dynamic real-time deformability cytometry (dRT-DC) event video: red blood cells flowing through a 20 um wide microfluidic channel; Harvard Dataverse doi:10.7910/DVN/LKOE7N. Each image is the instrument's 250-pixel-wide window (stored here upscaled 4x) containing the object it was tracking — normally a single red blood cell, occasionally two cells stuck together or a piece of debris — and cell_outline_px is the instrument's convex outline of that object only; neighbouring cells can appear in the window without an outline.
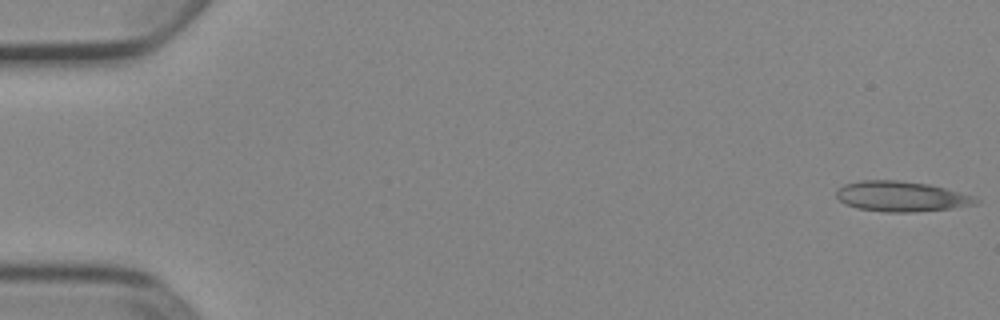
{"species": "Egyptian fruit bat (a non-hibernating species)", "species_latin": "Rousettus aegyptiacus", "temperature_condition": "cold", "stored_images_in_passage": 52, "camera_frame_rate_fps": 3000, "um_per_image_px": 0.085, "animal": {"sex": "female"}, "frame": {"image": 1, "passage_image": 1, "time_ms": 0.0, "image_size_px": [1000, 320], "cell_outline_px": [[980, 200], [976, 204], [952, 208], [912, 212], [884, 212], [856, 208], [844, 204], [836, 196], [836, 192], [844, 184], [860, 180], [900, 180], [928, 184], [944, 188], [972, 196]], "centroid_in_image_um": [76.56, 16.7], "position_along_channel_um": 8.4, "area_um2": 24.51}}
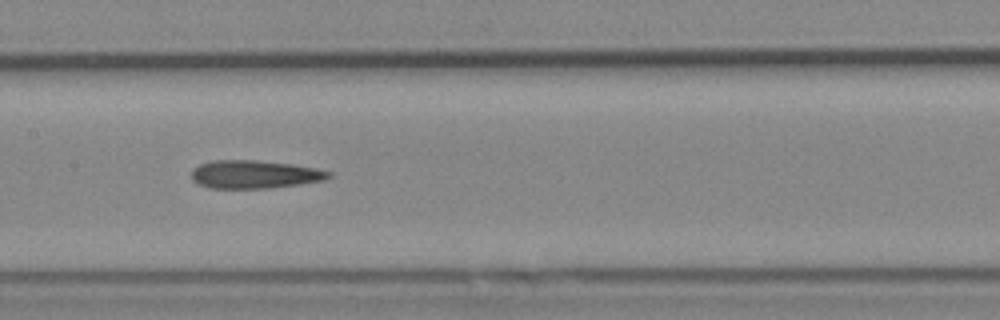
{"frame": {"image": 2, "passage_image": 26, "time_ms": 8.333, "image_size_px": [1000, 320], "cell_outline_px": [[332, 176], [324, 180], [300, 184], [272, 188], [212, 188], [200, 184], [192, 180], [192, 168], [200, 164], [212, 160], [256, 160], [292, 164], [316, 168], [332, 172]], "centroid_in_image_um": [21.65, 14.81], "position_along_channel_um": 185.7, "area_um2": 22.54}}
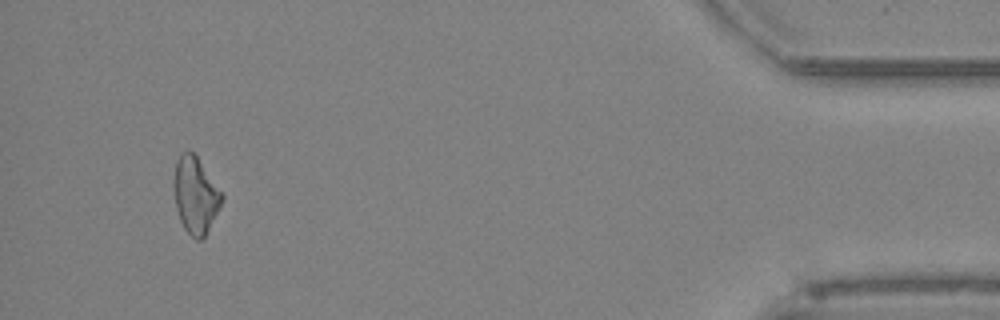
{"frame": {"image": 3, "passage_image": 49, "time_ms": 16.0, "image_size_px": [1000, 320], "cell_outline_px": [[224, 196], [204, 236], [200, 240], [196, 240], [184, 228], [180, 220], [176, 208], [176, 160], [180, 152], [188, 148], [196, 156]], "centroid_in_image_um": [16.61, 16.56], "position_along_channel_um": 418.6, "area_um2": 20.4}}